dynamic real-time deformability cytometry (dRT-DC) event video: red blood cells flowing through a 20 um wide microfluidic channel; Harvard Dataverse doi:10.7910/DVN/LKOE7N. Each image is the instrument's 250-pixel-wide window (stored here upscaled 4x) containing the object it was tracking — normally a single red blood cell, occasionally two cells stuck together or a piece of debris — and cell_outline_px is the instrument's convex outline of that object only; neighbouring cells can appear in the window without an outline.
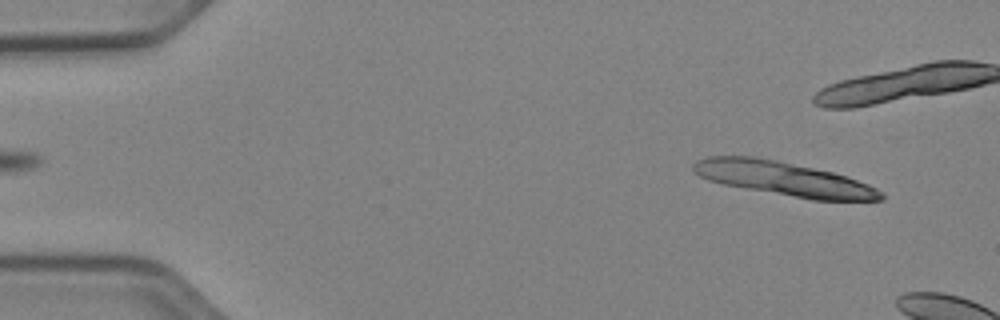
{"species": "Egyptian fruit bat (a non-hibernating species)", "species_latin": "Rousettus aegyptiacus", "temperature_condition": "cold", "stored_images_in_passage": 10, "camera_frame_rate_fps": 3000, "um_per_image_px": 0.085, "animal": {"sex": "female"}, "frame": {"image": 1, "passage_image": 4, "time_ms": 1.0, "image_size_px": [1000, 320], "cell_outline_px": [[884, 200], [812, 200], [724, 184], [708, 180], [700, 176], [692, 168], [692, 164], [696, 160], [708, 156], [756, 156], [776, 160], [832, 172], [868, 184], [884, 192]], "centroid_in_image_um": [66.61, 15.19], "position_along_channel_um": 18.4, "area_um2": 36.88}}